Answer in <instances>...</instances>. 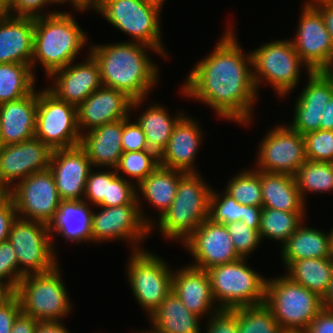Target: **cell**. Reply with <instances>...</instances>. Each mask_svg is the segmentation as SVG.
I'll list each match as a JSON object with an SVG mask.
<instances>
[{"label":"cell","mask_w":333,"mask_h":333,"mask_svg":"<svg viewBox=\"0 0 333 333\" xmlns=\"http://www.w3.org/2000/svg\"><path fill=\"white\" fill-rule=\"evenodd\" d=\"M251 68V54H244L229 27L212 53L190 71L181 90L209 105L218 117L246 125L258 97Z\"/></svg>","instance_id":"cell-1"},{"label":"cell","mask_w":333,"mask_h":333,"mask_svg":"<svg viewBox=\"0 0 333 333\" xmlns=\"http://www.w3.org/2000/svg\"><path fill=\"white\" fill-rule=\"evenodd\" d=\"M147 48L158 53L148 45L133 41L91 47L89 52L98 63L102 86L122 91L132 100H144L159 75Z\"/></svg>","instance_id":"cell-2"},{"label":"cell","mask_w":333,"mask_h":333,"mask_svg":"<svg viewBox=\"0 0 333 333\" xmlns=\"http://www.w3.org/2000/svg\"><path fill=\"white\" fill-rule=\"evenodd\" d=\"M87 35L69 12H56L34 18L32 71L37 61L49 77L75 61L87 44Z\"/></svg>","instance_id":"cell-3"},{"label":"cell","mask_w":333,"mask_h":333,"mask_svg":"<svg viewBox=\"0 0 333 333\" xmlns=\"http://www.w3.org/2000/svg\"><path fill=\"white\" fill-rule=\"evenodd\" d=\"M199 176L186 172L179 179L173 203L157 222L165 238L184 243L208 219L212 187Z\"/></svg>","instance_id":"cell-4"},{"label":"cell","mask_w":333,"mask_h":333,"mask_svg":"<svg viewBox=\"0 0 333 333\" xmlns=\"http://www.w3.org/2000/svg\"><path fill=\"white\" fill-rule=\"evenodd\" d=\"M264 303L285 333H303L323 308L321 297L286 275L267 278Z\"/></svg>","instance_id":"cell-5"},{"label":"cell","mask_w":333,"mask_h":333,"mask_svg":"<svg viewBox=\"0 0 333 333\" xmlns=\"http://www.w3.org/2000/svg\"><path fill=\"white\" fill-rule=\"evenodd\" d=\"M247 258L206 270L212 294L220 310L258 305L265 302L267 279L247 266Z\"/></svg>","instance_id":"cell-6"},{"label":"cell","mask_w":333,"mask_h":333,"mask_svg":"<svg viewBox=\"0 0 333 333\" xmlns=\"http://www.w3.org/2000/svg\"><path fill=\"white\" fill-rule=\"evenodd\" d=\"M59 264L44 273L24 276L15 290L21 311L39 321H61L71 311Z\"/></svg>","instance_id":"cell-7"},{"label":"cell","mask_w":333,"mask_h":333,"mask_svg":"<svg viewBox=\"0 0 333 333\" xmlns=\"http://www.w3.org/2000/svg\"><path fill=\"white\" fill-rule=\"evenodd\" d=\"M250 54L257 92L260 83L266 80L275 89V93L280 97L286 96L297 86L303 64L308 73L312 72L295 51L291 39L262 44Z\"/></svg>","instance_id":"cell-8"},{"label":"cell","mask_w":333,"mask_h":333,"mask_svg":"<svg viewBox=\"0 0 333 333\" xmlns=\"http://www.w3.org/2000/svg\"><path fill=\"white\" fill-rule=\"evenodd\" d=\"M94 9L114 27L132 36L131 41L148 45L167 57L160 39L162 10L141 0H100Z\"/></svg>","instance_id":"cell-9"},{"label":"cell","mask_w":333,"mask_h":333,"mask_svg":"<svg viewBox=\"0 0 333 333\" xmlns=\"http://www.w3.org/2000/svg\"><path fill=\"white\" fill-rule=\"evenodd\" d=\"M8 240L17 254L18 283L26 275L48 272L59 264L45 223L17 217Z\"/></svg>","instance_id":"cell-10"},{"label":"cell","mask_w":333,"mask_h":333,"mask_svg":"<svg viewBox=\"0 0 333 333\" xmlns=\"http://www.w3.org/2000/svg\"><path fill=\"white\" fill-rule=\"evenodd\" d=\"M35 137L51 150L80 145L77 107L58 99L47 88L38 92Z\"/></svg>","instance_id":"cell-11"},{"label":"cell","mask_w":333,"mask_h":333,"mask_svg":"<svg viewBox=\"0 0 333 333\" xmlns=\"http://www.w3.org/2000/svg\"><path fill=\"white\" fill-rule=\"evenodd\" d=\"M128 260L131 291L149 317L171 292L173 271L167 262L144 249L132 251Z\"/></svg>","instance_id":"cell-12"},{"label":"cell","mask_w":333,"mask_h":333,"mask_svg":"<svg viewBox=\"0 0 333 333\" xmlns=\"http://www.w3.org/2000/svg\"><path fill=\"white\" fill-rule=\"evenodd\" d=\"M137 190V200L133 204H124L114 207H100L101 211L92 214V235L93 242H100L114 239H125L131 243L133 251L142 250L139 247L141 240L151 234L153 227L157 226L147 216L145 217L139 201ZM140 206V207H139ZM153 222V223H152ZM144 238V239H143ZM138 245V246H137ZM137 246V247H136Z\"/></svg>","instance_id":"cell-13"},{"label":"cell","mask_w":333,"mask_h":333,"mask_svg":"<svg viewBox=\"0 0 333 333\" xmlns=\"http://www.w3.org/2000/svg\"><path fill=\"white\" fill-rule=\"evenodd\" d=\"M7 193L14 201L17 217L47 225L54 218L61 202L49 168L16 182Z\"/></svg>","instance_id":"cell-14"},{"label":"cell","mask_w":333,"mask_h":333,"mask_svg":"<svg viewBox=\"0 0 333 333\" xmlns=\"http://www.w3.org/2000/svg\"><path fill=\"white\" fill-rule=\"evenodd\" d=\"M257 159L256 170L294 175L307 161L304 136L288 125H277L261 141Z\"/></svg>","instance_id":"cell-15"},{"label":"cell","mask_w":333,"mask_h":333,"mask_svg":"<svg viewBox=\"0 0 333 333\" xmlns=\"http://www.w3.org/2000/svg\"><path fill=\"white\" fill-rule=\"evenodd\" d=\"M52 150L36 137L0 146V189L7 193L18 182L49 168Z\"/></svg>","instance_id":"cell-16"},{"label":"cell","mask_w":333,"mask_h":333,"mask_svg":"<svg viewBox=\"0 0 333 333\" xmlns=\"http://www.w3.org/2000/svg\"><path fill=\"white\" fill-rule=\"evenodd\" d=\"M297 35L291 42L312 71H323L333 57V42L320 12L303 5Z\"/></svg>","instance_id":"cell-17"},{"label":"cell","mask_w":333,"mask_h":333,"mask_svg":"<svg viewBox=\"0 0 333 333\" xmlns=\"http://www.w3.org/2000/svg\"><path fill=\"white\" fill-rule=\"evenodd\" d=\"M183 244L196 261L190 266L201 270L241 258L235 251L226 225L213 223L209 219L202 222Z\"/></svg>","instance_id":"cell-18"},{"label":"cell","mask_w":333,"mask_h":333,"mask_svg":"<svg viewBox=\"0 0 333 333\" xmlns=\"http://www.w3.org/2000/svg\"><path fill=\"white\" fill-rule=\"evenodd\" d=\"M142 101L132 100L122 91L101 86L77 107L80 133H83L81 128L89 131L129 117V111L141 107Z\"/></svg>","instance_id":"cell-19"},{"label":"cell","mask_w":333,"mask_h":333,"mask_svg":"<svg viewBox=\"0 0 333 333\" xmlns=\"http://www.w3.org/2000/svg\"><path fill=\"white\" fill-rule=\"evenodd\" d=\"M91 167L92 163L80 145L52 150L49 170L54 176L61 200L84 199Z\"/></svg>","instance_id":"cell-20"},{"label":"cell","mask_w":333,"mask_h":333,"mask_svg":"<svg viewBox=\"0 0 333 333\" xmlns=\"http://www.w3.org/2000/svg\"><path fill=\"white\" fill-rule=\"evenodd\" d=\"M49 78L54 85L47 89L58 99L76 107L102 86L98 63L90 53L84 63L71 62L53 72Z\"/></svg>","instance_id":"cell-21"},{"label":"cell","mask_w":333,"mask_h":333,"mask_svg":"<svg viewBox=\"0 0 333 333\" xmlns=\"http://www.w3.org/2000/svg\"><path fill=\"white\" fill-rule=\"evenodd\" d=\"M308 83L298 95L289 127L303 136L320 129L325 105L333 95V83L323 71L308 74Z\"/></svg>","instance_id":"cell-22"},{"label":"cell","mask_w":333,"mask_h":333,"mask_svg":"<svg viewBox=\"0 0 333 333\" xmlns=\"http://www.w3.org/2000/svg\"><path fill=\"white\" fill-rule=\"evenodd\" d=\"M203 137L196 120L186 114L177 122L166 148L159 155V165L184 172H198L194 161Z\"/></svg>","instance_id":"cell-23"},{"label":"cell","mask_w":333,"mask_h":333,"mask_svg":"<svg viewBox=\"0 0 333 333\" xmlns=\"http://www.w3.org/2000/svg\"><path fill=\"white\" fill-rule=\"evenodd\" d=\"M172 291L189 311L201 318L220 311V308L214 305L216 302L206 270L197 269L190 264L175 272L173 270Z\"/></svg>","instance_id":"cell-24"},{"label":"cell","mask_w":333,"mask_h":333,"mask_svg":"<svg viewBox=\"0 0 333 333\" xmlns=\"http://www.w3.org/2000/svg\"><path fill=\"white\" fill-rule=\"evenodd\" d=\"M34 18L0 13V63L31 64Z\"/></svg>","instance_id":"cell-25"},{"label":"cell","mask_w":333,"mask_h":333,"mask_svg":"<svg viewBox=\"0 0 333 333\" xmlns=\"http://www.w3.org/2000/svg\"><path fill=\"white\" fill-rule=\"evenodd\" d=\"M38 93L0 104L1 146L35 137Z\"/></svg>","instance_id":"cell-26"},{"label":"cell","mask_w":333,"mask_h":333,"mask_svg":"<svg viewBox=\"0 0 333 333\" xmlns=\"http://www.w3.org/2000/svg\"><path fill=\"white\" fill-rule=\"evenodd\" d=\"M123 119L104 124L81 134L80 146L93 167L115 168L123 153ZM86 133V134H85Z\"/></svg>","instance_id":"cell-27"},{"label":"cell","mask_w":333,"mask_h":333,"mask_svg":"<svg viewBox=\"0 0 333 333\" xmlns=\"http://www.w3.org/2000/svg\"><path fill=\"white\" fill-rule=\"evenodd\" d=\"M91 207L84 200H61L54 218L48 224L49 233L56 232L67 241L93 242Z\"/></svg>","instance_id":"cell-28"},{"label":"cell","mask_w":333,"mask_h":333,"mask_svg":"<svg viewBox=\"0 0 333 333\" xmlns=\"http://www.w3.org/2000/svg\"><path fill=\"white\" fill-rule=\"evenodd\" d=\"M262 186V207L287 212H305L306 206L294 176L283 173H269L260 170Z\"/></svg>","instance_id":"cell-29"},{"label":"cell","mask_w":333,"mask_h":333,"mask_svg":"<svg viewBox=\"0 0 333 333\" xmlns=\"http://www.w3.org/2000/svg\"><path fill=\"white\" fill-rule=\"evenodd\" d=\"M331 236L319 229L300 225L298 229L281 245V256L288 268L294 261L308 258L331 257Z\"/></svg>","instance_id":"cell-30"},{"label":"cell","mask_w":333,"mask_h":333,"mask_svg":"<svg viewBox=\"0 0 333 333\" xmlns=\"http://www.w3.org/2000/svg\"><path fill=\"white\" fill-rule=\"evenodd\" d=\"M149 318L159 333H201L198 323L202 318L189 311L172 290Z\"/></svg>","instance_id":"cell-31"},{"label":"cell","mask_w":333,"mask_h":333,"mask_svg":"<svg viewBox=\"0 0 333 333\" xmlns=\"http://www.w3.org/2000/svg\"><path fill=\"white\" fill-rule=\"evenodd\" d=\"M186 172L160 165L138 185L142 196L159 210V218L169 209L177 193L179 179Z\"/></svg>","instance_id":"cell-32"},{"label":"cell","mask_w":333,"mask_h":333,"mask_svg":"<svg viewBox=\"0 0 333 333\" xmlns=\"http://www.w3.org/2000/svg\"><path fill=\"white\" fill-rule=\"evenodd\" d=\"M287 271L286 276L293 282L304 286L323 299L333 279V259L328 257L297 260L287 268Z\"/></svg>","instance_id":"cell-33"},{"label":"cell","mask_w":333,"mask_h":333,"mask_svg":"<svg viewBox=\"0 0 333 333\" xmlns=\"http://www.w3.org/2000/svg\"><path fill=\"white\" fill-rule=\"evenodd\" d=\"M184 116L172 117L163 106L152 104L136 120L145 134L149 149L158 155L166 148L177 122Z\"/></svg>","instance_id":"cell-34"},{"label":"cell","mask_w":333,"mask_h":333,"mask_svg":"<svg viewBox=\"0 0 333 333\" xmlns=\"http://www.w3.org/2000/svg\"><path fill=\"white\" fill-rule=\"evenodd\" d=\"M31 64L0 63V104L29 95L35 87Z\"/></svg>","instance_id":"cell-35"},{"label":"cell","mask_w":333,"mask_h":333,"mask_svg":"<svg viewBox=\"0 0 333 333\" xmlns=\"http://www.w3.org/2000/svg\"><path fill=\"white\" fill-rule=\"evenodd\" d=\"M305 212H287L272 208H263L259 227L263 237L278 240L282 245L303 223Z\"/></svg>","instance_id":"cell-36"},{"label":"cell","mask_w":333,"mask_h":333,"mask_svg":"<svg viewBox=\"0 0 333 333\" xmlns=\"http://www.w3.org/2000/svg\"><path fill=\"white\" fill-rule=\"evenodd\" d=\"M303 201L305 193H323L333 190V163L307 160L293 175Z\"/></svg>","instance_id":"cell-37"},{"label":"cell","mask_w":333,"mask_h":333,"mask_svg":"<svg viewBox=\"0 0 333 333\" xmlns=\"http://www.w3.org/2000/svg\"><path fill=\"white\" fill-rule=\"evenodd\" d=\"M238 333H285L265 304L237 308Z\"/></svg>","instance_id":"cell-38"},{"label":"cell","mask_w":333,"mask_h":333,"mask_svg":"<svg viewBox=\"0 0 333 333\" xmlns=\"http://www.w3.org/2000/svg\"><path fill=\"white\" fill-rule=\"evenodd\" d=\"M226 193L238 203L262 207L260 170H243L227 183Z\"/></svg>","instance_id":"cell-39"},{"label":"cell","mask_w":333,"mask_h":333,"mask_svg":"<svg viewBox=\"0 0 333 333\" xmlns=\"http://www.w3.org/2000/svg\"><path fill=\"white\" fill-rule=\"evenodd\" d=\"M159 166V155L151 150L123 152L116 169L135 179L137 185Z\"/></svg>","instance_id":"cell-40"},{"label":"cell","mask_w":333,"mask_h":333,"mask_svg":"<svg viewBox=\"0 0 333 333\" xmlns=\"http://www.w3.org/2000/svg\"><path fill=\"white\" fill-rule=\"evenodd\" d=\"M216 193L212 189L208 219L217 224L227 225L231 222L241 221L244 213V205L238 203L234 198L228 195Z\"/></svg>","instance_id":"cell-41"},{"label":"cell","mask_w":333,"mask_h":333,"mask_svg":"<svg viewBox=\"0 0 333 333\" xmlns=\"http://www.w3.org/2000/svg\"><path fill=\"white\" fill-rule=\"evenodd\" d=\"M135 185V183L132 184L130 179L118 175L114 169L109 170L108 200H102L97 207H114L124 204H133L137 200Z\"/></svg>","instance_id":"cell-42"},{"label":"cell","mask_w":333,"mask_h":333,"mask_svg":"<svg viewBox=\"0 0 333 333\" xmlns=\"http://www.w3.org/2000/svg\"><path fill=\"white\" fill-rule=\"evenodd\" d=\"M306 159L333 163V130H317L304 135Z\"/></svg>","instance_id":"cell-43"},{"label":"cell","mask_w":333,"mask_h":333,"mask_svg":"<svg viewBox=\"0 0 333 333\" xmlns=\"http://www.w3.org/2000/svg\"><path fill=\"white\" fill-rule=\"evenodd\" d=\"M235 251L241 258H247L260 244L259 230L248 227L243 221L231 222L226 225Z\"/></svg>","instance_id":"cell-44"},{"label":"cell","mask_w":333,"mask_h":333,"mask_svg":"<svg viewBox=\"0 0 333 333\" xmlns=\"http://www.w3.org/2000/svg\"><path fill=\"white\" fill-rule=\"evenodd\" d=\"M0 282L12 292H15L19 284L17 254L9 240L0 243Z\"/></svg>","instance_id":"cell-45"},{"label":"cell","mask_w":333,"mask_h":333,"mask_svg":"<svg viewBox=\"0 0 333 333\" xmlns=\"http://www.w3.org/2000/svg\"><path fill=\"white\" fill-rule=\"evenodd\" d=\"M109 191V170L108 171H90L85 185L84 199L87 203L91 201L98 205L102 200H108ZM86 198V199H85ZM89 200V202H88Z\"/></svg>","instance_id":"cell-46"},{"label":"cell","mask_w":333,"mask_h":333,"mask_svg":"<svg viewBox=\"0 0 333 333\" xmlns=\"http://www.w3.org/2000/svg\"><path fill=\"white\" fill-rule=\"evenodd\" d=\"M130 117L123 119L121 146L123 152L148 150L146 137L137 122H130Z\"/></svg>","instance_id":"cell-47"},{"label":"cell","mask_w":333,"mask_h":333,"mask_svg":"<svg viewBox=\"0 0 333 333\" xmlns=\"http://www.w3.org/2000/svg\"><path fill=\"white\" fill-rule=\"evenodd\" d=\"M205 333H238L237 308L220 310L209 317Z\"/></svg>","instance_id":"cell-48"},{"label":"cell","mask_w":333,"mask_h":333,"mask_svg":"<svg viewBox=\"0 0 333 333\" xmlns=\"http://www.w3.org/2000/svg\"><path fill=\"white\" fill-rule=\"evenodd\" d=\"M52 3L56 4L54 0H13L11 8L6 13L13 16L32 18L47 16L56 13V11L44 13L41 10L45 5L48 6Z\"/></svg>","instance_id":"cell-49"},{"label":"cell","mask_w":333,"mask_h":333,"mask_svg":"<svg viewBox=\"0 0 333 333\" xmlns=\"http://www.w3.org/2000/svg\"><path fill=\"white\" fill-rule=\"evenodd\" d=\"M21 312L20 300L13 292L0 304V333H10L15 319Z\"/></svg>","instance_id":"cell-50"},{"label":"cell","mask_w":333,"mask_h":333,"mask_svg":"<svg viewBox=\"0 0 333 333\" xmlns=\"http://www.w3.org/2000/svg\"><path fill=\"white\" fill-rule=\"evenodd\" d=\"M17 218V212L12 197L8 193L0 196V243L8 240L10 228Z\"/></svg>","instance_id":"cell-51"},{"label":"cell","mask_w":333,"mask_h":333,"mask_svg":"<svg viewBox=\"0 0 333 333\" xmlns=\"http://www.w3.org/2000/svg\"><path fill=\"white\" fill-rule=\"evenodd\" d=\"M303 333H333V311L323 307Z\"/></svg>","instance_id":"cell-52"},{"label":"cell","mask_w":333,"mask_h":333,"mask_svg":"<svg viewBox=\"0 0 333 333\" xmlns=\"http://www.w3.org/2000/svg\"><path fill=\"white\" fill-rule=\"evenodd\" d=\"M38 321L21 312L15 319L10 333H34Z\"/></svg>","instance_id":"cell-53"},{"label":"cell","mask_w":333,"mask_h":333,"mask_svg":"<svg viewBox=\"0 0 333 333\" xmlns=\"http://www.w3.org/2000/svg\"><path fill=\"white\" fill-rule=\"evenodd\" d=\"M263 207L244 205L242 220L248 227L259 230Z\"/></svg>","instance_id":"cell-54"},{"label":"cell","mask_w":333,"mask_h":333,"mask_svg":"<svg viewBox=\"0 0 333 333\" xmlns=\"http://www.w3.org/2000/svg\"><path fill=\"white\" fill-rule=\"evenodd\" d=\"M62 321H38L34 333H69Z\"/></svg>","instance_id":"cell-55"},{"label":"cell","mask_w":333,"mask_h":333,"mask_svg":"<svg viewBox=\"0 0 333 333\" xmlns=\"http://www.w3.org/2000/svg\"><path fill=\"white\" fill-rule=\"evenodd\" d=\"M315 8L320 12L324 20L325 27L333 42V3H323L315 6Z\"/></svg>","instance_id":"cell-56"},{"label":"cell","mask_w":333,"mask_h":333,"mask_svg":"<svg viewBox=\"0 0 333 333\" xmlns=\"http://www.w3.org/2000/svg\"><path fill=\"white\" fill-rule=\"evenodd\" d=\"M320 121L321 130H333V95L325 105Z\"/></svg>","instance_id":"cell-57"},{"label":"cell","mask_w":333,"mask_h":333,"mask_svg":"<svg viewBox=\"0 0 333 333\" xmlns=\"http://www.w3.org/2000/svg\"><path fill=\"white\" fill-rule=\"evenodd\" d=\"M71 3L72 7L77 9V11H85V9L95 8L100 0H68Z\"/></svg>","instance_id":"cell-58"},{"label":"cell","mask_w":333,"mask_h":333,"mask_svg":"<svg viewBox=\"0 0 333 333\" xmlns=\"http://www.w3.org/2000/svg\"><path fill=\"white\" fill-rule=\"evenodd\" d=\"M322 301L323 307L333 311V279L331 280L329 290Z\"/></svg>","instance_id":"cell-59"},{"label":"cell","mask_w":333,"mask_h":333,"mask_svg":"<svg viewBox=\"0 0 333 333\" xmlns=\"http://www.w3.org/2000/svg\"><path fill=\"white\" fill-rule=\"evenodd\" d=\"M13 292L2 282H0V304L6 300Z\"/></svg>","instance_id":"cell-60"},{"label":"cell","mask_w":333,"mask_h":333,"mask_svg":"<svg viewBox=\"0 0 333 333\" xmlns=\"http://www.w3.org/2000/svg\"><path fill=\"white\" fill-rule=\"evenodd\" d=\"M13 0H0V13H6L12 5Z\"/></svg>","instance_id":"cell-61"},{"label":"cell","mask_w":333,"mask_h":333,"mask_svg":"<svg viewBox=\"0 0 333 333\" xmlns=\"http://www.w3.org/2000/svg\"><path fill=\"white\" fill-rule=\"evenodd\" d=\"M306 6H317V5H320V4H323V3H333V0H310L308 2H304Z\"/></svg>","instance_id":"cell-62"},{"label":"cell","mask_w":333,"mask_h":333,"mask_svg":"<svg viewBox=\"0 0 333 333\" xmlns=\"http://www.w3.org/2000/svg\"><path fill=\"white\" fill-rule=\"evenodd\" d=\"M323 72L331 79L333 83V57L329 65L323 70Z\"/></svg>","instance_id":"cell-63"},{"label":"cell","mask_w":333,"mask_h":333,"mask_svg":"<svg viewBox=\"0 0 333 333\" xmlns=\"http://www.w3.org/2000/svg\"><path fill=\"white\" fill-rule=\"evenodd\" d=\"M144 3L150 4L154 7H157L158 9H162V5L164 3L165 0H141Z\"/></svg>","instance_id":"cell-64"},{"label":"cell","mask_w":333,"mask_h":333,"mask_svg":"<svg viewBox=\"0 0 333 333\" xmlns=\"http://www.w3.org/2000/svg\"><path fill=\"white\" fill-rule=\"evenodd\" d=\"M330 236H331V258L333 259V229L330 230Z\"/></svg>","instance_id":"cell-65"},{"label":"cell","mask_w":333,"mask_h":333,"mask_svg":"<svg viewBox=\"0 0 333 333\" xmlns=\"http://www.w3.org/2000/svg\"><path fill=\"white\" fill-rule=\"evenodd\" d=\"M137 333H159V332H157L156 330H154V329H150V330H146L145 332L143 331V332H137Z\"/></svg>","instance_id":"cell-66"},{"label":"cell","mask_w":333,"mask_h":333,"mask_svg":"<svg viewBox=\"0 0 333 333\" xmlns=\"http://www.w3.org/2000/svg\"><path fill=\"white\" fill-rule=\"evenodd\" d=\"M56 3L63 4L65 2H68V0H54Z\"/></svg>","instance_id":"cell-67"},{"label":"cell","mask_w":333,"mask_h":333,"mask_svg":"<svg viewBox=\"0 0 333 333\" xmlns=\"http://www.w3.org/2000/svg\"><path fill=\"white\" fill-rule=\"evenodd\" d=\"M0 146H1V121H0Z\"/></svg>","instance_id":"cell-68"},{"label":"cell","mask_w":333,"mask_h":333,"mask_svg":"<svg viewBox=\"0 0 333 333\" xmlns=\"http://www.w3.org/2000/svg\"><path fill=\"white\" fill-rule=\"evenodd\" d=\"M4 192L0 189V196L3 194Z\"/></svg>","instance_id":"cell-69"}]
</instances>
